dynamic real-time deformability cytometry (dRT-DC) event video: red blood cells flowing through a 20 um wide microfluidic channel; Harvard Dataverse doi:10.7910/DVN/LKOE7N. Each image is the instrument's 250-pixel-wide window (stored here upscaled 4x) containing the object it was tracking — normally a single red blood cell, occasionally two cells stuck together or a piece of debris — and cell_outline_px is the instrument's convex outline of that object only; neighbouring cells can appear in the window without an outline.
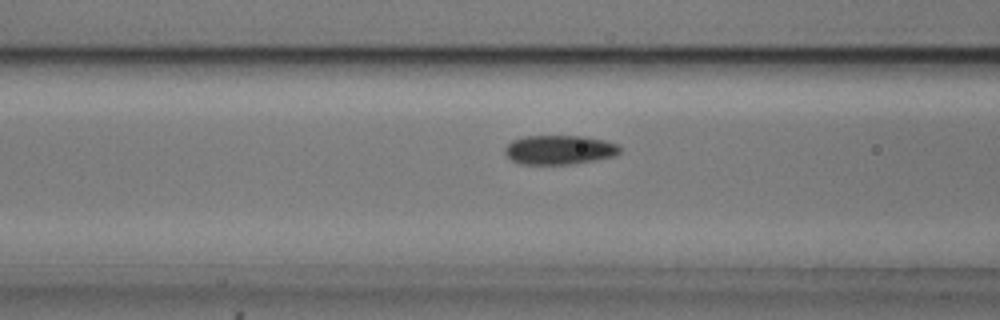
{"species": "common noctule bat (a hibernating species)", "species_latin": "Nyctalus noctula", "temperature_condition": "cold", "stored_images_in_passage": 55, "camera_frame_rate_fps": 3000, "um_per_image_px": 0.085, "animal": {"sex": "male", "body_mass_g": 20.5, "forearm_length_mm": 52.5}, "frame": {"image": 1, "passage_image": 22, "time_ms": 7.0, "image_size_px": [1000, 320], "cell_outline_px": [[620, 152], [616, 156], [596, 160], [572, 164], [520, 164], [512, 160], [504, 152], [504, 148], [512, 140], [524, 136], [584, 136], [604, 140], [620, 144]], "centroid_in_image_um": [47.57, 12.73], "position_along_channel_um": 119.0, "area_um2": 19.77}}
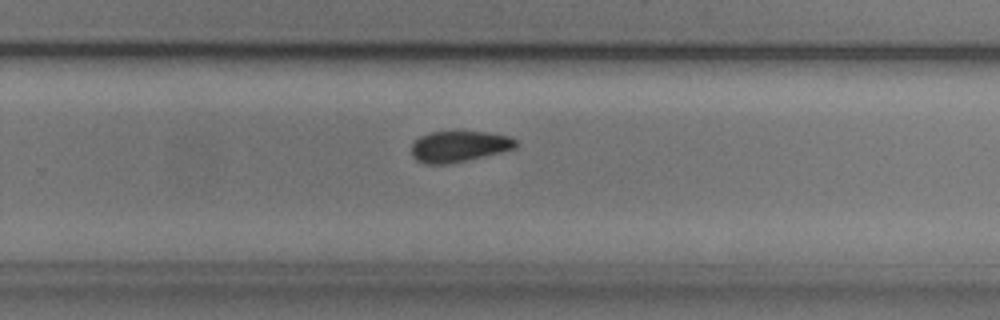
{"frame": {"image": 2, "passage_image": 36, "time_ms": 11.667, "image_size_px": [1000, 320], "cell_outline_px": [[520, 144], [516, 148], [484, 156], [444, 164], [428, 164], [416, 160], [412, 156], [412, 144], [420, 136], [428, 132], [488, 132], [508, 136], [516, 140]], "centroid_in_image_um": [39.03, 12.43], "position_along_channel_um": 290.8, "area_um2": 18.67}}
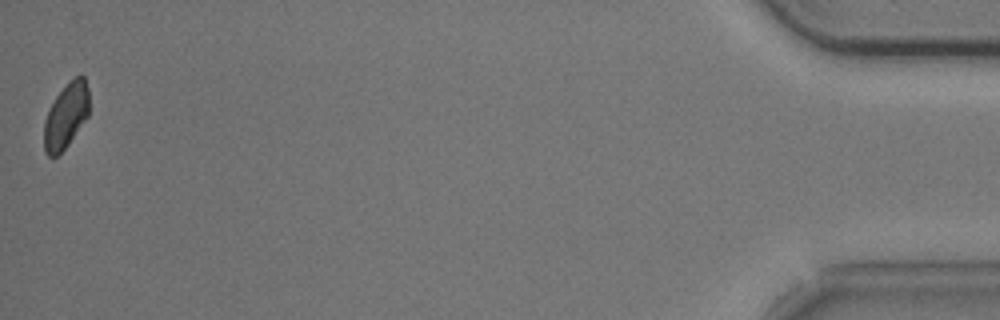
{"frame": {"image": 3, "passage_image": 55, "time_ms": 18.0, "image_size_px": [1000, 320], "cell_outline_px": [[88, 116], [68, 144], [56, 156], [48, 156], [44, 152], [44, 120], [48, 108], [56, 96], [76, 76], [84, 76], [88, 88]], "centroid_in_image_um": [5.59, 9.86], "position_along_channel_um": 429.6, "area_um2": 16.88}, "authors_computed_cell_mechanics": {"area_um2": 19.4786, "velocity_mm_per_s": 3.683, "shape_relaxation_time_tau1_ms": 5.5427, "shape_relaxation_time_tau2_ms": null, "deformation_change_tau1": 0.0922, "deformation_change_tau2": null}}